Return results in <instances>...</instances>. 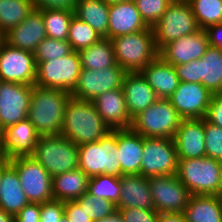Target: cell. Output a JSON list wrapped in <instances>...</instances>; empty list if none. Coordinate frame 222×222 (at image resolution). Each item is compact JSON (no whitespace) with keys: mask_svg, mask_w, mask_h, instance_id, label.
<instances>
[{"mask_svg":"<svg viewBox=\"0 0 222 222\" xmlns=\"http://www.w3.org/2000/svg\"><path fill=\"white\" fill-rule=\"evenodd\" d=\"M71 94L56 88L33 85L27 119L40 136L60 135Z\"/></svg>","mask_w":222,"mask_h":222,"instance_id":"6da1fadb","label":"cell"},{"mask_svg":"<svg viewBox=\"0 0 222 222\" xmlns=\"http://www.w3.org/2000/svg\"><path fill=\"white\" fill-rule=\"evenodd\" d=\"M111 129L102 120L92 101L70 97L65 108L61 135L78 146L97 142Z\"/></svg>","mask_w":222,"mask_h":222,"instance_id":"7a4b0ae2","label":"cell"},{"mask_svg":"<svg viewBox=\"0 0 222 222\" xmlns=\"http://www.w3.org/2000/svg\"><path fill=\"white\" fill-rule=\"evenodd\" d=\"M117 65L127 73L140 72L157 56L152 27L111 39Z\"/></svg>","mask_w":222,"mask_h":222,"instance_id":"3957f363","label":"cell"},{"mask_svg":"<svg viewBox=\"0 0 222 222\" xmlns=\"http://www.w3.org/2000/svg\"><path fill=\"white\" fill-rule=\"evenodd\" d=\"M78 168L89 178L105 174L121 177L117 130H111L97 142L79 145Z\"/></svg>","mask_w":222,"mask_h":222,"instance_id":"277c9868","label":"cell"},{"mask_svg":"<svg viewBox=\"0 0 222 222\" xmlns=\"http://www.w3.org/2000/svg\"><path fill=\"white\" fill-rule=\"evenodd\" d=\"M176 176L191 195L222 196V174L216 159H178Z\"/></svg>","mask_w":222,"mask_h":222,"instance_id":"5b68a950","label":"cell"},{"mask_svg":"<svg viewBox=\"0 0 222 222\" xmlns=\"http://www.w3.org/2000/svg\"><path fill=\"white\" fill-rule=\"evenodd\" d=\"M79 146L60 135L39 136L31 157L53 177L78 168Z\"/></svg>","mask_w":222,"mask_h":222,"instance_id":"8992f818","label":"cell"},{"mask_svg":"<svg viewBox=\"0 0 222 222\" xmlns=\"http://www.w3.org/2000/svg\"><path fill=\"white\" fill-rule=\"evenodd\" d=\"M181 120L168 99H158L132 119L130 129L143 137L173 139Z\"/></svg>","mask_w":222,"mask_h":222,"instance_id":"52a82bcc","label":"cell"},{"mask_svg":"<svg viewBox=\"0 0 222 222\" xmlns=\"http://www.w3.org/2000/svg\"><path fill=\"white\" fill-rule=\"evenodd\" d=\"M159 52L166 44L197 32L200 28L188 0L171 2L161 19L152 27Z\"/></svg>","mask_w":222,"mask_h":222,"instance_id":"ba28073f","label":"cell"},{"mask_svg":"<svg viewBox=\"0 0 222 222\" xmlns=\"http://www.w3.org/2000/svg\"><path fill=\"white\" fill-rule=\"evenodd\" d=\"M36 86L72 92L77 85L82 66L78 51L44 62H36Z\"/></svg>","mask_w":222,"mask_h":222,"instance_id":"9c48e42d","label":"cell"},{"mask_svg":"<svg viewBox=\"0 0 222 222\" xmlns=\"http://www.w3.org/2000/svg\"><path fill=\"white\" fill-rule=\"evenodd\" d=\"M181 82L200 83L213 94L222 93V51L209 46L198 60L174 66Z\"/></svg>","mask_w":222,"mask_h":222,"instance_id":"30bf717a","label":"cell"},{"mask_svg":"<svg viewBox=\"0 0 222 222\" xmlns=\"http://www.w3.org/2000/svg\"><path fill=\"white\" fill-rule=\"evenodd\" d=\"M16 169L21 186L29 202L44 203L53 200L52 176L31 156L9 159Z\"/></svg>","mask_w":222,"mask_h":222,"instance_id":"8fae6325","label":"cell"},{"mask_svg":"<svg viewBox=\"0 0 222 222\" xmlns=\"http://www.w3.org/2000/svg\"><path fill=\"white\" fill-rule=\"evenodd\" d=\"M178 154L174 139L144 137L141 175L149 178L175 175Z\"/></svg>","mask_w":222,"mask_h":222,"instance_id":"7c38bea8","label":"cell"},{"mask_svg":"<svg viewBox=\"0 0 222 222\" xmlns=\"http://www.w3.org/2000/svg\"><path fill=\"white\" fill-rule=\"evenodd\" d=\"M36 67L34 53L0 41V81L34 85Z\"/></svg>","mask_w":222,"mask_h":222,"instance_id":"4fadbf2b","label":"cell"},{"mask_svg":"<svg viewBox=\"0 0 222 222\" xmlns=\"http://www.w3.org/2000/svg\"><path fill=\"white\" fill-rule=\"evenodd\" d=\"M126 73L117 64L101 70L82 68L77 85L70 94L77 99L93 101L106 91L122 88Z\"/></svg>","mask_w":222,"mask_h":222,"instance_id":"5bb4252c","label":"cell"},{"mask_svg":"<svg viewBox=\"0 0 222 222\" xmlns=\"http://www.w3.org/2000/svg\"><path fill=\"white\" fill-rule=\"evenodd\" d=\"M148 181L154 210L158 213H184L191 194L176 174L149 177Z\"/></svg>","mask_w":222,"mask_h":222,"instance_id":"9a60e30c","label":"cell"},{"mask_svg":"<svg viewBox=\"0 0 222 222\" xmlns=\"http://www.w3.org/2000/svg\"><path fill=\"white\" fill-rule=\"evenodd\" d=\"M33 85L0 81V133L27 119Z\"/></svg>","mask_w":222,"mask_h":222,"instance_id":"2e32d148","label":"cell"},{"mask_svg":"<svg viewBox=\"0 0 222 222\" xmlns=\"http://www.w3.org/2000/svg\"><path fill=\"white\" fill-rule=\"evenodd\" d=\"M213 93L200 83H179L168 98L182 119L205 118Z\"/></svg>","mask_w":222,"mask_h":222,"instance_id":"e0dca14e","label":"cell"},{"mask_svg":"<svg viewBox=\"0 0 222 222\" xmlns=\"http://www.w3.org/2000/svg\"><path fill=\"white\" fill-rule=\"evenodd\" d=\"M209 47L205 29L184 35L166 44L158 55L167 63L175 66L200 59Z\"/></svg>","mask_w":222,"mask_h":222,"instance_id":"ac0fdd59","label":"cell"},{"mask_svg":"<svg viewBox=\"0 0 222 222\" xmlns=\"http://www.w3.org/2000/svg\"><path fill=\"white\" fill-rule=\"evenodd\" d=\"M47 37L44 20L39 9H34L21 24L11 28L2 39L10 46L35 53Z\"/></svg>","mask_w":222,"mask_h":222,"instance_id":"d6986e66","label":"cell"},{"mask_svg":"<svg viewBox=\"0 0 222 222\" xmlns=\"http://www.w3.org/2000/svg\"><path fill=\"white\" fill-rule=\"evenodd\" d=\"M39 136L28 119L9 126L1 132L3 156L8 159L31 156Z\"/></svg>","mask_w":222,"mask_h":222,"instance_id":"ffe728a7","label":"cell"},{"mask_svg":"<svg viewBox=\"0 0 222 222\" xmlns=\"http://www.w3.org/2000/svg\"><path fill=\"white\" fill-rule=\"evenodd\" d=\"M178 159L205 156L204 118L182 119L174 136Z\"/></svg>","mask_w":222,"mask_h":222,"instance_id":"44dd1931","label":"cell"},{"mask_svg":"<svg viewBox=\"0 0 222 222\" xmlns=\"http://www.w3.org/2000/svg\"><path fill=\"white\" fill-rule=\"evenodd\" d=\"M92 103L111 130L131 128L132 119L127 111L122 88L106 91Z\"/></svg>","mask_w":222,"mask_h":222,"instance_id":"7402d4cb","label":"cell"},{"mask_svg":"<svg viewBox=\"0 0 222 222\" xmlns=\"http://www.w3.org/2000/svg\"><path fill=\"white\" fill-rule=\"evenodd\" d=\"M122 90L131 119L158 100L155 91L140 72L126 73Z\"/></svg>","mask_w":222,"mask_h":222,"instance_id":"603a6c76","label":"cell"},{"mask_svg":"<svg viewBox=\"0 0 222 222\" xmlns=\"http://www.w3.org/2000/svg\"><path fill=\"white\" fill-rule=\"evenodd\" d=\"M149 26L141 18L133 0L112 4L109 6L108 39L139 32Z\"/></svg>","mask_w":222,"mask_h":222,"instance_id":"cb8c5ba5","label":"cell"},{"mask_svg":"<svg viewBox=\"0 0 222 222\" xmlns=\"http://www.w3.org/2000/svg\"><path fill=\"white\" fill-rule=\"evenodd\" d=\"M121 192L116 210L139 208L154 210L148 178L141 174H125L120 177Z\"/></svg>","mask_w":222,"mask_h":222,"instance_id":"d4e9b609","label":"cell"},{"mask_svg":"<svg viewBox=\"0 0 222 222\" xmlns=\"http://www.w3.org/2000/svg\"><path fill=\"white\" fill-rule=\"evenodd\" d=\"M140 73L153 88L158 99H168L180 83L175 67L159 55Z\"/></svg>","mask_w":222,"mask_h":222,"instance_id":"484cf974","label":"cell"},{"mask_svg":"<svg viewBox=\"0 0 222 222\" xmlns=\"http://www.w3.org/2000/svg\"><path fill=\"white\" fill-rule=\"evenodd\" d=\"M121 175L141 174L144 137L131 129L117 130Z\"/></svg>","mask_w":222,"mask_h":222,"instance_id":"4316f807","label":"cell"},{"mask_svg":"<svg viewBox=\"0 0 222 222\" xmlns=\"http://www.w3.org/2000/svg\"><path fill=\"white\" fill-rule=\"evenodd\" d=\"M28 203L17 171L9 163L0 178V208L15 217Z\"/></svg>","mask_w":222,"mask_h":222,"instance_id":"83f0119b","label":"cell"},{"mask_svg":"<svg viewBox=\"0 0 222 222\" xmlns=\"http://www.w3.org/2000/svg\"><path fill=\"white\" fill-rule=\"evenodd\" d=\"M90 178L79 168L52 177L53 199L74 201L87 192Z\"/></svg>","mask_w":222,"mask_h":222,"instance_id":"f1b7e54d","label":"cell"},{"mask_svg":"<svg viewBox=\"0 0 222 222\" xmlns=\"http://www.w3.org/2000/svg\"><path fill=\"white\" fill-rule=\"evenodd\" d=\"M184 214L187 222H222V196L191 195Z\"/></svg>","mask_w":222,"mask_h":222,"instance_id":"f546056e","label":"cell"},{"mask_svg":"<svg viewBox=\"0 0 222 222\" xmlns=\"http://www.w3.org/2000/svg\"><path fill=\"white\" fill-rule=\"evenodd\" d=\"M109 4L104 0H76L74 15L88 23L101 38H108Z\"/></svg>","mask_w":222,"mask_h":222,"instance_id":"4dcf8cb0","label":"cell"},{"mask_svg":"<svg viewBox=\"0 0 222 222\" xmlns=\"http://www.w3.org/2000/svg\"><path fill=\"white\" fill-rule=\"evenodd\" d=\"M81 66L90 70H101L114 67L116 63L112 41L101 38L93 45L78 51Z\"/></svg>","mask_w":222,"mask_h":222,"instance_id":"1f68e13d","label":"cell"},{"mask_svg":"<svg viewBox=\"0 0 222 222\" xmlns=\"http://www.w3.org/2000/svg\"><path fill=\"white\" fill-rule=\"evenodd\" d=\"M34 9L33 0H0V35L21 24Z\"/></svg>","mask_w":222,"mask_h":222,"instance_id":"d6a6232c","label":"cell"},{"mask_svg":"<svg viewBox=\"0 0 222 222\" xmlns=\"http://www.w3.org/2000/svg\"><path fill=\"white\" fill-rule=\"evenodd\" d=\"M41 11L46 35L52 39L67 40L70 21L74 15L73 9H39Z\"/></svg>","mask_w":222,"mask_h":222,"instance_id":"836d02e7","label":"cell"},{"mask_svg":"<svg viewBox=\"0 0 222 222\" xmlns=\"http://www.w3.org/2000/svg\"><path fill=\"white\" fill-rule=\"evenodd\" d=\"M87 192L98 199L108 200L117 205L121 192L120 177L105 174L91 177Z\"/></svg>","mask_w":222,"mask_h":222,"instance_id":"e575fe53","label":"cell"},{"mask_svg":"<svg viewBox=\"0 0 222 222\" xmlns=\"http://www.w3.org/2000/svg\"><path fill=\"white\" fill-rule=\"evenodd\" d=\"M101 37L86 22L73 15L68 32L67 41L71 45L73 51H80L98 42Z\"/></svg>","mask_w":222,"mask_h":222,"instance_id":"d590c367","label":"cell"},{"mask_svg":"<svg viewBox=\"0 0 222 222\" xmlns=\"http://www.w3.org/2000/svg\"><path fill=\"white\" fill-rule=\"evenodd\" d=\"M200 29L222 22V0H188Z\"/></svg>","mask_w":222,"mask_h":222,"instance_id":"8d00e7d4","label":"cell"},{"mask_svg":"<svg viewBox=\"0 0 222 222\" xmlns=\"http://www.w3.org/2000/svg\"><path fill=\"white\" fill-rule=\"evenodd\" d=\"M81 209L94 221L104 219L112 215L116 205L104 199H98L94 195L85 192L80 198L74 200Z\"/></svg>","mask_w":222,"mask_h":222,"instance_id":"74e56055","label":"cell"},{"mask_svg":"<svg viewBox=\"0 0 222 222\" xmlns=\"http://www.w3.org/2000/svg\"><path fill=\"white\" fill-rule=\"evenodd\" d=\"M67 40L46 37L37 47L34 56L36 62H44L66 56L72 52Z\"/></svg>","mask_w":222,"mask_h":222,"instance_id":"f35d334b","label":"cell"},{"mask_svg":"<svg viewBox=\"0 0 222 222\" xmlns=\"http://www.w3.org/2000/svg\"><path fill=\"white\" fill-rule=\"evenodd\" d=\"M141 18L149 26L153 27L163 16L170 0H133Z\"/></svg>","mask_w":222,"mask_h":222,"instance_id":"ab89813d","label":"cell"},{"mask_svg":"<svg viewBox=\"0 0 222 222\" xmlns=\"http://www.w3.org/2000/svg\"><path fill=\"white\" fill-rule=\"evenodd\" d=\"M205 156L212 159L222 157V128L204 118Z\"/></svg>","mask_w":222,"mask_h":222,"instance_id":"60d3db41","label":"cell"},{"mask_svg":"<svg viewBox=\"0 0 222 222\" xmlns=\"http://www.w3.org/2000/svg\"><path fill=\"white\" fill-rule=\"evenodd\" d=\"M64 215V201L53 199L40 203V222H61Z\"/></svg>","mask_w":222,"mask_h":222,"instance_id":"b9f144b4","label":"cell"},{"mask_svg":"<svg viewBox=\"0 0 222 222\" xmlns=\"http://www.w3.org/2000/svg\"><path fill=\"white\" fill-rule=\"evenodd\" d=\"M124 222H158L159 213L156 210L126 208L118 209Z\"/></svg>","mask_w":222,"mask_h":222,"instance_id":"7bdbcfd3","label":"cell"},{"mask_svg":"<svg viewBox=\"0 0 222 222\" xmlns=\"http://www.w3.org/2000/svg\"><path fill=\"white\" fill-rule=\"evenodd\" d=\"M205 119L222 128V93L212 95Z\"/></svg>","mask_w":222,"mask_h":222,"instance_id":"ee69618b","label":"cell"},{"mask_svg":"<svg viewBox=\"0 0 222 222\" xmlns=\"http://www.w3.org/2000/svg\"><path fill=\"white\" fill-rule=\"evenodd\" d=\"M64 213L71 222H93L89 215L75 201L64 202Z\"/></svg>","mask_w":222,"mask_h":222,"instance_id":"f6af8a7d","label":"cell"},{"mask_svg":"<svg viewBox=\"0 0 222 222\" xmlns=\"http://www.w3.org/2000/svg\"><path fill=\"white\" fill-rule=\"evenodd\" d=\"M40 203L29 202L15 217L14 222H40Z\"/></svg>","mask_w":222,"mask_h":222,"instance_id":"bcb514c9","label":"cell"},{"mask_svg":"<svg viewBox=\"0 0 222 222\" xmlns=\"http://www.w3.org/2000/svg\"><path fill=\"white\" fill-rule=\"evenodd\" d=\"M76 0H33L36 9H74Z\"/></svg>","mask_w":222,"mask_h":222,"instance_id":"7dc6e473","label":"cell"},{"mask_svg":"<svg viewBox=\"0 0 222 222\" xmlns=\"http://www.w3.org/2000/svg\"><path fill=\"white\" fill-rule=\"evenodd\" d=\"M209 46L222 51V22L208 26L206 29Z\"/></svg>","mask_w":222,"mask_h":222,"instance_id":"c3c4849f","label":"cell"},{"mask_svg":"<svg viewBox=\"0 0 222 222\" xmlns=\"http://www.w3.org/2000/svg\"><path fill=\"white\" fill-rule=\"evenodd\" d=\"M158 222H187L184 213L163 212L158 215Z\"/></svg>","mask_w":222,"mask_h":222,"instance_id":"681fc988","label":"cell"},{"mask_svg":"<svg viewBox=\"0 0 222 222\" xmlns=\"http://www.w3.org/2000/svg\"><path fill=\"white\" fill-rule=\"evenodd\" d=\"M94 222H124V221H123V218H122L121 214L117 210L112 215H110L109 217L104 218V219H99V220H96Z\"/></svg>","mask_w":222,"mask_h":222,"instance_id":"f907efd6","label":"cell"},{"mask_svg":"<svg viewBox=\"0 0 222 222\" xmlns=\"http://www.w3.org/2000/svg\"><path fill=\"white\" fill-rule=\"evenodd\" d=\"M0 222H14V217L0 208Z\"/></svg>","mask_w":222,"mask_h":222,"instance_id":"816d5d0a","label":"cell"},{"mask_svg":"<svg viewBox=\"0 0 222 222\" xmlns=\"http://www.w3.org/2000/svg\"><path fill=\"white\" fill-rule=\"evenodd\" d=\"M9 164V159L8 158H3L0 161V178H1V174H2V170Z\"/></svg>","mask_w":222,"mask_h":222,"instance_id":"f5cc1de1","label":"cell"},{"mask_svg":"<svg viewBox=\"0 0 222 222\" xmlns=\"http://www.w3.org/2000/svg\"><path fill=\"white\" fill-rule=\"evenodd\" d=\"M104 1H106L109 5H112V4H116V3H120V2H125L128 0H104Z\"/></svg>","mask_w":222,"mask_h":222,"instance_id":"db71d44e","label":"cell"},{"mask_svg":"<svg viewBox=\"0 0 222 222\" xmlns=\"http://www.w3.org/2000/svg\"><path fill=\"white\" fill-rule=\"evenodd\" d=\"M4 158L2 153L1 133H0V161Z\"/></svg>","mask_w":222,"mask_h":222,"instance_id":"11a10c76","label":"cell"},{"mask_svg":"<svg viewBox=\"0 0 222 222\" xmlns=\"http://www.w3.org/2000/svg\"><path fill=\"white\" fill-rule=\"evenodd\" d=\"M217 161H218V164H219V166H220V168H221V174H222V157H220L219 159H217Z\"/></svg>","mask_w":222,"mask_h":222,"instance_id":"9f6ffc18","label":"cell"},{"mask_svg":"<svg viewBox=\"0 0 222 222\" xmlns=\"http://www.w3.org/2000/svg\"><path fill=\"white\" fill-rule=\"evenodd\" d=\"M61 222H71L65 215L62 217Z\"/></svg>","mask_w":222,"mask_h":222,"instance_id":"6f0895ef","label":"cell"},{"mask_svg":"<svg viewBox=\"0 0 222 222\" xmlns=\"http://www.w3.org/2000/svg\"><path fill=\"white\" fill-rule=\"evenodd\" d=\"M171 2H177V1H180V0H170Z\"/></svg>","mask_w":222,"mask_h":222,"instance_id":"680465c9","label":"cell"}]
</instances>
